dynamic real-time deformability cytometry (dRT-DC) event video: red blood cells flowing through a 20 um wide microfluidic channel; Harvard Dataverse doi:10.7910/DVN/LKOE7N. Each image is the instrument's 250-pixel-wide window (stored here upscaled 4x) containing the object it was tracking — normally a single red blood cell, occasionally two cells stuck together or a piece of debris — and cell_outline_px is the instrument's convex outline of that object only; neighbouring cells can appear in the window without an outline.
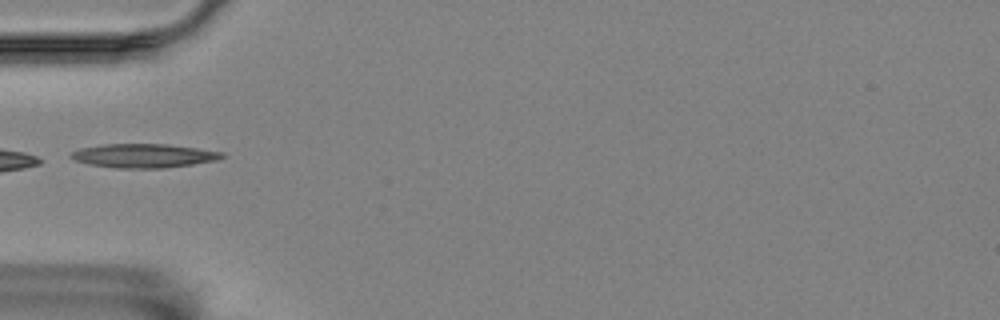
{"species": "Egyptian fruit bat (a non-hibernating species)", "species_latin": "Rousettus aegyptiacus", "temperature_condition": "room temperature", "stored_images_in_passage": 3, "camera_frame_rate_fps": 3000, "um_per_image_px": 0.085, "animal": {"sex": "female"}, "frame": {"image": 1, "passage_image": 1, "time_ms": 0.0, "image_size_px": [1000, 320], "cell_outline_px": [[224, 156], [216, 160], [192, 164], [164, 168], [116, 168], [88, 164], [76, 160], [68, 156], [72, 152], [80, 148], [104, 144], [168, 144], [224, 152]], "centroid_in_image_um": [12.2, 13.23], "position_along_channel_um": 72.8, "area_um2": 20.92}}